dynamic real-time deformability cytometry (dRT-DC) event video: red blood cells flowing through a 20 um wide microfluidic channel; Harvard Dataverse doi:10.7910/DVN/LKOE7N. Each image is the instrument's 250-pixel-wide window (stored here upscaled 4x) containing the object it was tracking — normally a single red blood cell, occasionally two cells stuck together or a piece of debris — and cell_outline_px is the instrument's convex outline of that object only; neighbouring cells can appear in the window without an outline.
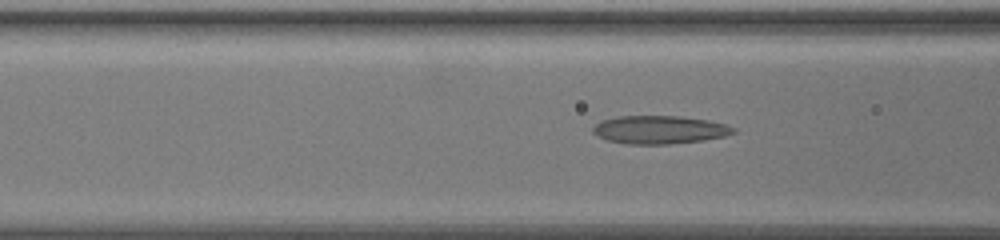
{"species": "common noctule bat (a hibernating species)", "species_latin": "Nyctalus noctula", "temperature_condition": "warm", "stored_images_in_passage": 62, "camera_frame_rate_fps": 3000, "um_per_image_px": 0.085, "animal": {"sex": "female", "body_mass_g": 19.5, "forearm_length_mm": 54.1}, "frame": {"image": 1, "passage_image": 26, "time_ms": 8.333, "image_size_px": [1000, 240], "cell_outline_px": [[736, 132], [724, 136], [704, 140], [672, 144], [624, 144], [608, 140], [592, 132], [592, 128], [600, 120], [620, 116], [680, 116], [708, 120], [724, 124], [736, 128]], "centroid_in_image_um": [56.06, 11.03], "position_along_channel_um": 110.5, "area_um2": 23.06}}
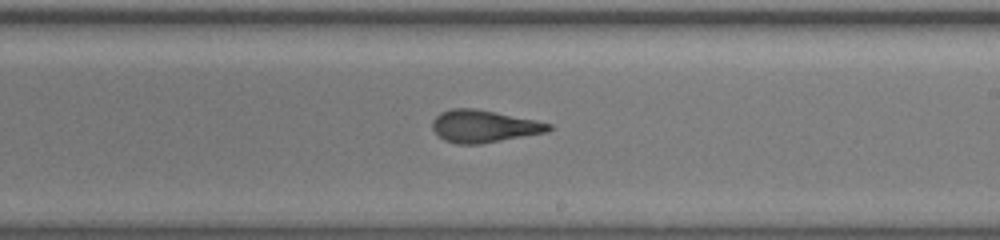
{"frame": {"image": 2, "passage_image": 38, "time_ms": 12.333, "image_size_px": [1000, 240], "cell_outline_px": [[552, 128], [548, 132], [480, 144], [456, 144], [444, 140], [432, 128], [432, 120], [440, 112], [452, 108], [476, 108], [536, 120], [552, 124]], "centroid_in_image_um": [41.13, 10.73], "position_along_channel_um": 247.9, "area_um2": 21.96}}
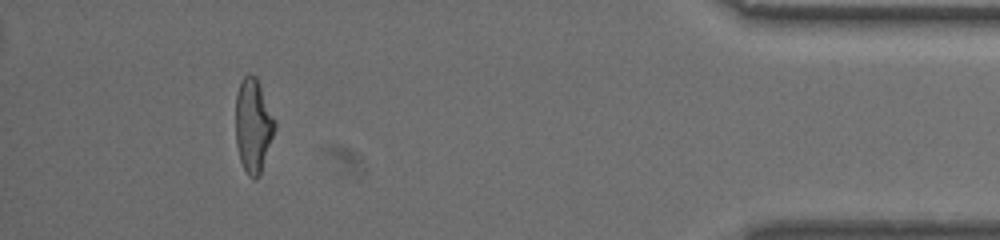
{"frame": {"image": 3, "passage_image": 57, "time_ms": 18.667, "image_size_px": [1000, 240], "cell_outline_px": [[276, 128], [260, 176], [256, 180], [248, 176], [240, 160], [236, 144], [236, 92], [240, 80], [244, 76], [256, 76], [276, 120]], "centroid_in_image_um": [21.53, 10.69], "position_along_channel_um": 413.7, "area_um2": 21.62}, "authors_computed_cell_mechanics": {"area_um2": 22.3108, "velocity_mm_per_s": 3.4256, "shape_relaxation_time_tau1_ms": null, "shape_relaxation_time_tau2_ms": 1.4632, "deformation_change_tau1": null, "deformation_change_tau2": 0.102}}